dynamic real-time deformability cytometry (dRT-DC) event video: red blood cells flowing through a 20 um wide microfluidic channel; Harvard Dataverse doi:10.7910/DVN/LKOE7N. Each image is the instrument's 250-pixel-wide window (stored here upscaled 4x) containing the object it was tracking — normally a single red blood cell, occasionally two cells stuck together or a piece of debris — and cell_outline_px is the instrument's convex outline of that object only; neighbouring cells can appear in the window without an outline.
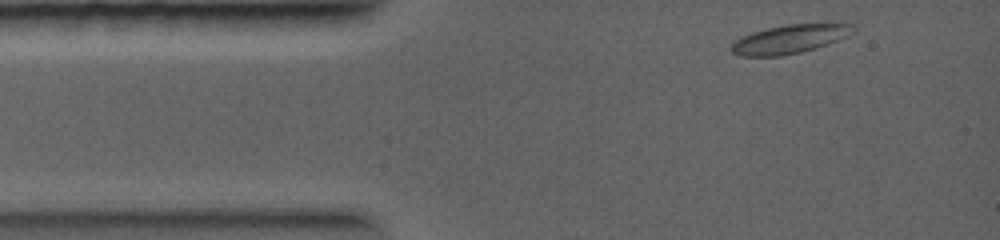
{"species": "common noctule bat (a hibernating species)", "species_latin": "Nyctalus noctula", "temperature_condition": "warm", "stored_images_in_passage": 13, "camera_frame_rate_fps": 5000, "um_per_image_px": 0.085, "animal": {"sex": "female", "body_mass_g": 19.0, "forearm_length_mm": 56.7}, "frame": {"image": 1, "passage_image": 1, "time_ms": 0.0, "image_size_px": [1000, 240], "cell_outline_px": [[856, 28], [848, 36], [816, 48], [800, 52], [780, 56], [740, 56], [732, 52], [728, 48], [740, 36], [752, 32], [768, 28], [788, 24], [852, 24]], "centroid_in_image_um": [67.07, 3.33], "position_along_channel_um": 17.9, "area_um2": 20.23}}
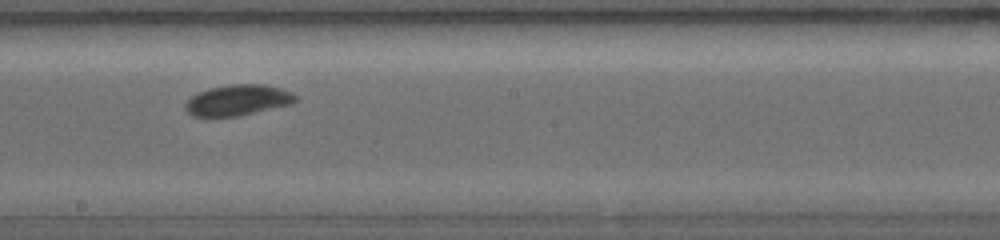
{"frame": {"image": 2, "passage_image": 8, "time_ms": 5.0, "image_size_px": [1000, 240], "cell_outline_px": [[296, 100], [292, 104], [240, 116], [192, 116], [184, 108], [184, 104], [196, 92], [208, 88], [228, 84], [264, 84], [280, 88], [292, 92], [296, 96]], "centroid_in_image_um": [20.2, 8.5], "position_along_channel_um": 228.0, "area_um2": 19.94}}
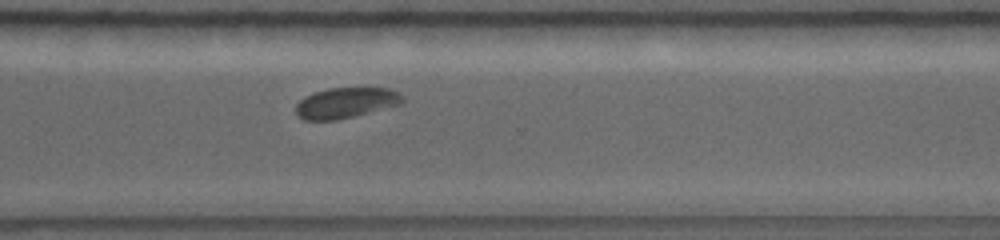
{"frame": {"image": 3, "passage_image": 11, "time_ms": 7.2, "image_size_px": [1000, 240], "cell_outline_px": [[404, 100], [400, 104], [336, 120], [304, 120], [296, 116], [296, 104], [304, 96], [312, 92], [328, 88], [388, 88], [400, 92], [404, 96]], "centroid_in_image_um": [29.36, 8.73], "position_along_channel_um": 341.2, "area_um2": 19.02}}